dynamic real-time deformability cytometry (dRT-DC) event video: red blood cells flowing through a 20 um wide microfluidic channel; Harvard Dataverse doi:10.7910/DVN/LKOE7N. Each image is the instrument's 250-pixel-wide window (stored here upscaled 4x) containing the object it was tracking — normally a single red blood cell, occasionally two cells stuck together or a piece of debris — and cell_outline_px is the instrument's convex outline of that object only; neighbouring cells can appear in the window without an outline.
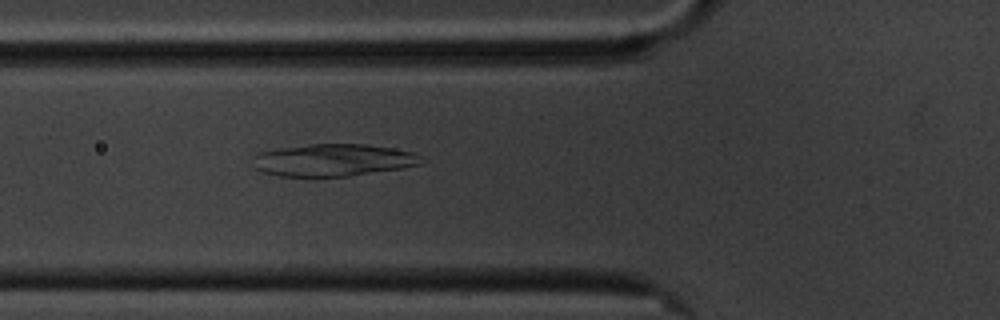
{"species": "common noctule bat (a hibernating species)", "species_latin": "Nyctalus noctula", "temperature_condition": "cold", "stored_images_in_passage": 34, "camera_frame_rate_fps": 3000, "um_per_image_px": 0.085, "animal": {"sex": "male", "body_mass_g": 20.1, "forearm_length_mm": 53.5}, "frame": {"image": 1, "passage_image": 4, "time_ms": 1.0, "image_size_px": [1000, 320], "cell_outline_px": [[428, 160], [420, 164], [400, 168], [348, 176], [276, 176], [264, 172], [256, 168], [252, 156], [260, 152], [280, 148], [308, 144], [364, 144], [392, 148], [412, 152]], "centroid_in_image_um": [28.33, 13.6], "position_along_channel_um": 97.5, "area_um2": 31.5}}
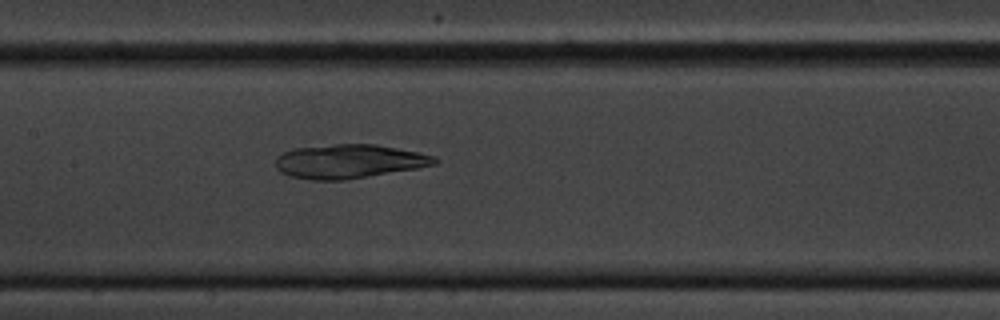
{"frame": {"image": 2, "passage_image": 11, "time_ms": 3.333, "image_size_px": [1000, 320], "cell_outline_px": [[440, 160], [436, 164], [416, 168], [344, 180], [312, 180], [288, 176], [280, 172], [276, 168], [276, 156], [284, 152], [296, 148], [336, 144], [376, 144], [436, 156]], "centroid_in_image_um": [29.64, 13.72], "position_along_channel_um": 177.8, "area_um2": 31.33}}
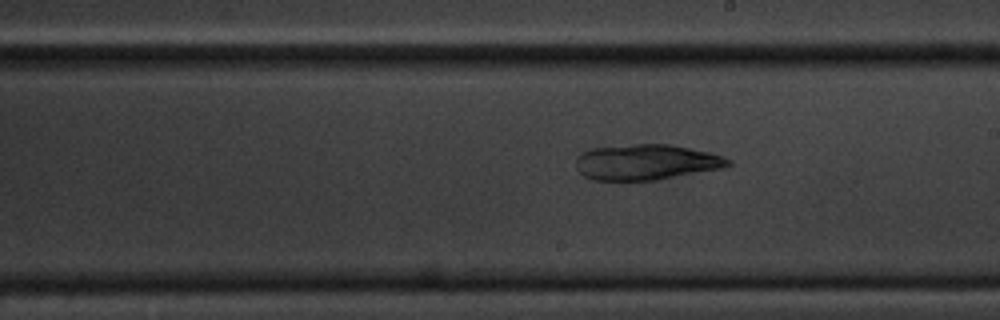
{"frame": {"image": 3, "passage_image": 16, "time_ms": 5.0, "image_size_px": [1000, 320], "cell_outline_px": [[732, 164], [724, 168], [656, 180], [592, 180], [584, 176], [576, 168], [576, 160], [580, 152], [592, 148], [636, 144], [668, 144], [712, 152], [724, 156], [732, 160]], "centroid_in_image_um": [54.96, 13.78], "position_along_channel_um": 234.0, "area_um2": 31.79}}